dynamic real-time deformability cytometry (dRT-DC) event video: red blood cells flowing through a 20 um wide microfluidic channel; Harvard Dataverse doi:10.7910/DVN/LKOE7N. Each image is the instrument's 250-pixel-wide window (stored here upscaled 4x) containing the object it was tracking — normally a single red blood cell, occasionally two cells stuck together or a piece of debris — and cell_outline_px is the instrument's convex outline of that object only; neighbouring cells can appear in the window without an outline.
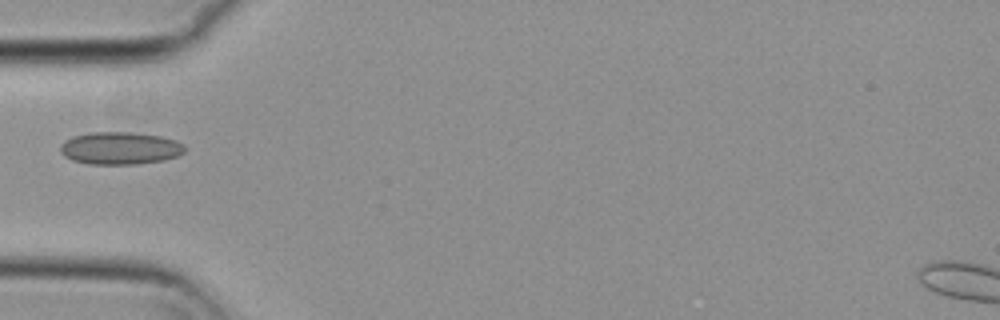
{"species": "common noctule bat (a hibernating species)", "species_latin": "Nyctalus noctula", "temperature_condition": "cold", "stored_images_in_passage": 38, "camera_frame_rate_fps": 3000, "um_per_image_px": 0.085, "animal": {"sex": "female", "body_mass_g": 29.2, "forearm_length_mm": 56.3}, "frame": {"image": 1, "passage_image": 1, "time_ms": 0.0, "image_size_px": [1000, 320], "cell_outline_px": [[188, 148], [184, 152], [176, 156], [164, 160], [136, 164], [88, 164], [72, 160], [64, 156], [60, 152], [60, 144], [64, 140], [72, 136], [92, 132], [132, 132], [160, 136], [176, 140], [184, 144]], "centroid_in_image_um": [10.2, 12.59], "position_along_channel_um": 74.8, "area_um2": 23.81}}
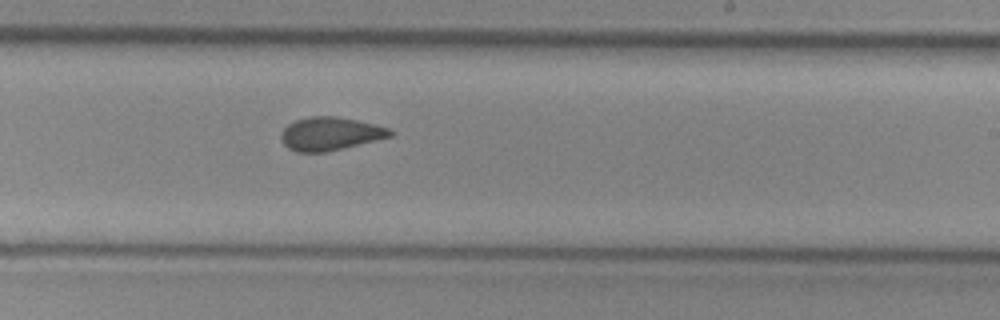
{"frame": {"image": 2, "passage_image": 16, "time_ms": 5.0, "image_size_px": [1000, 320], "cell_outline_px": [[396, 132], [392, 136], [328, 152], [296, 152], [288, 148], [284, 144], [280, 136], [284, 128], [288, 124], [296, 120], [308, 116], [336, 116], [376, 124], [388, 128]], "centroid_in_image_um": [28.08, 11.37], "position_along_channel_um": 260.9, "area_um2": 21.21}}
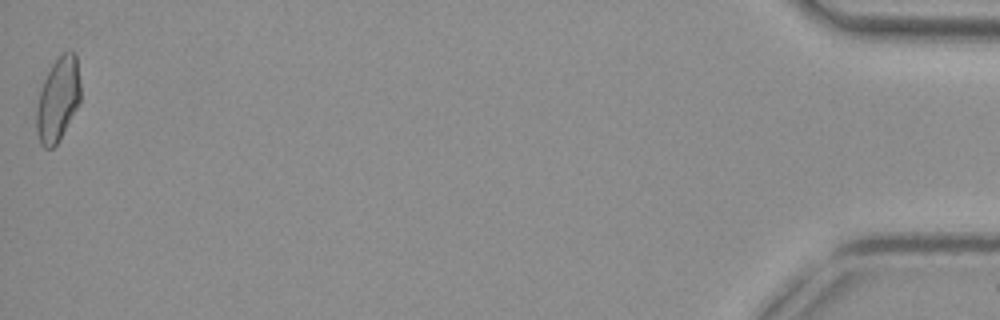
{"frame": {"image": 3, "passage_image": 38, "time_ms": 12.333, "image_size_px": [1000, 320], "cell_outline_px": [[80, 100], [76, 108], [56, 144], [52, 148], [44, 148], [40, 144], [36, 132], [36, 108], [40, 88], [56, 56], [64, 52], [76, 52], [80, 84]], "centroid_in_image_um": [4.9, 8.41], "position_along_channel_um": 430.3, "area_um2": 21.44}}